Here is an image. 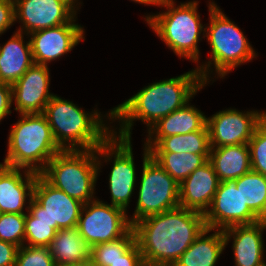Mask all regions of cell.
<instances>
[{
  "mask_svg": "<svg viewBox=\"0 0 266 266\" xmlns=\"http://www.w3.org/2000/svg\"><path fill=\"white\" fill-rule=\"evenodd\" d=\"M189 105L187 103L159 119L148 129V136L153 137L156 134L154 137H169L202 130L207 125V118L200 110Z\"/></svg>",
  "mask_w": 266,
  "mask_h": 266,
  "instance_id": "obj_23",
  "label": "cell"
},
{
  "mask_svg": "<svg viewBox=\"0 0 266 266\" xmlns=\"http://www.w3.org/2000/svg\"><path fill=\"white\" fill-rule=\"evenodd\" d=\"M206 228L223 230L234 225H250L261 219L244 203L236 180L220 182L210 204L204 213Z\"/></svg>",
  "mask_w": 266,
  "mask_h": 266,
  "instance_id": "obj_12",
  "label": "cell"
},
{
  "mask_svg": "<svg viewBox=\"0 0 266 266\" xmlns=\"http://www.w3.org/2000/svg\"><path fill=\"white\" fill-rule=\"evenodd\" d=\"M174 4L173 0H163L161 7L166 6L168 11L146 16L145 21L176 55L197 62L199 60L197 43L201 40V32H205L197 13L198 3L197 1L181 3L177 7Z\"/></svg>",
  "mask_w": 266,
  "mask_h": 266,
  "instance_id": "obj_7",
  "label": "cell"
},
{
  "mask_svg": "<svg viewBox=\"0 0 266 266\" xmlns=\"http://www.w3.org/2000/svg\"><path fill=\"white\" fill-rule=\"evenodd\" d=\"M12 102V85L0 83V122L11 113Z\"/></svg>",
  "mask_w": 266,
  "mask_h": 266,
  "instance_id": "obj_36",
  "label": "cell"
},
{
  "mask_svg": "<svg viewBox=\"0 0 266 266\" xmlns=\"http://www.w3.org/2000/svg\"><path fill=\"white\" fill-rule=\"evenodd\" d=\"M266 112H239L236 109L219 111L207 118L211 148L248 144Z\"/></svg>",
  "mask_w": 266,
  "mask_h": 266,
  "instance_id": "obj_13",
  "label": "cell"
},
{
  "mask_svg": "<svg viewBox=\"0 0 266 266\" xmlns=\"http://www.w3.org/2000/svg\"><path fill=\"white\" fill-rule=\"evenodd\" d=\"M204 85L196 69L141 89L109 113L111 119L122 123L118 137L131 139L130 130L136 119L150 128L159 119L185 106Z\"/></svg>",
  "mask_w": 266,
  "mask_h": 266,
  "instance_id": "obj_2",
  "label": "cell"
},
{
  "mask_svg": "<svg viewBox=\"0 0 266 266\" xmlns=\"http://www.w3.org/2000/svg\"><path fill=\"white\" fill-rule=\"evenodd\" d=\"M19 247L0 240V266H15Z\"/></svg>",
  "mask_w": 266,
  "mask_h": 266,
  "instance_id": "obj_35",
  "label": "cell"
},
{
  "mask_svg": "<svg viewBox=\"0 0 266 266\" xmlns=\"http://www.w3.org/2000/svg\"><path fill=\"white\" fill-rule=\"evenodd\" d=\"M15 21L21 20L27 35L69 23L76 13L60 0H14Z\"/></svg>",
  "mask_w": 266,
  "mask_h": 266,
  "instance_id": "obj_15",
  "label": "cell"
},
{
  "mask_svg": "<svg viewBox=\"0 0 266 266\" xmlns=\"http://www.w3.org/2000/svg\"><path fill=\"white\" fill-rule=\"evenodd\" d=\"M73 18L69 23L30 33L31 50L35 64L48 66L72 50L74 46L84 39V29L75 24ZM48 62V63H47Z\"/></svg>",
  "mask_w": 266,
  "mask_h": 266,
  "instance_id": "obj_14",
  "label": "cell"
},
{
  "mask_svg": "<svg viewBox=\"0 0 266 266\" xmlns=\"http://www.w3.org/2000/svg\"><path fill=\"white\" fill-rule=\"evenodd\" d=\"M28 203V211L35 217V221L50 222L56 231L77 227L84 205L53 187L40 174L36 177L33 196Z\"/></svg>",
  "mask_w": 266,
  "mask_h": 266,
  "instance_id": "obj_9",
  "label": "cell"
},
{
  "mask_svg": "<svg viewBox=\"0 0 266 266\" xmlns=\"http://www.w3.org/2000/svg\"><path fill=\"white\" fill-rule=\"evenodd\" d=\"M98 159L96 150L61 151L40 175L56 189L85 204L94 200V187L101 168Z\"/></svg>",
  "mask_w": 266,
  "mask_h": 266,
  "instance_id": "obj_6",
  "label": "cell"
},
{
  "mask_svg": "<svg viewBox=\"0 0 266 266\" xmlns=\"http://www.w3.org/2000/svg\"><path fill=\"white\" fill-rule=\"evenodd\" d=\"M154 139V140H153ZM144 146L149 152H173L210 155V139L207 125L200 131L169 137H149Z\"/></svg>",
  "mask_w": 266,
  "mask_h": 266,
  "instance_id": "obj_24",
  "label": "cell"
},
{
  "mask_svg": "<svg viewBox=\"0 0 266 266\" xmlns=\"http://www.w3.org/2000/svg\"><path fill=\"white\" fill-rule=\"evenodd\" d=\"M211 231L205 228L173 266H215L226 245L222 230L206 236Z\"/></svg>",
  "mask_w": 266,
  "mask_h": 266,
  "instance_id": "obj_25",
  "label": "cell"
},
{
  "mask_svg": "<svg viewBox=\"0 0 266 266\" xmlns=\"http://www.w3.org/2000/svg\"><path fill=\"white\" fill-rule=\"evenodd\" d=\"M24 174L23 177L20 168L0 163V213L26 214L23 212V207L27 196L29 198L33 196L38 173L25 169Z\"/></svg>",
  "mask_w": 266,
  "mask_h": 266,
  "instance_id": "obj_19",
  "label": "cell"
},
{
  "mask_svg": "<svg viewBox=\"0 0 266 266\" xmlns=\"http://www.w3.org/2000/svg\"><path fill=\"white\" fill-rule=\"evenodd\" d=\"M15 266H56L48 246L23 245L18 249Z\"/></svg>",
  "mask_w": 266,
  "mask_h": 266,
  "instance_id": "obj_32",
  "label": "cell"
},
{
  "mask_svg": "<svg viewBox=\"0 0 266 266\" xmlns=\"http://www.w3.org/2000/svg\"><path fill=\"white\" fill-rule=\"evenodd\" d=\"M210 23L205 27L208 42L211 46L212 57L208 64L196 68L205 84L208 70L215 65L216 73L223 78L238 65L250 61L257 56L244 36L243 32L217 7L214 2L209 4ZM213 61V63H211Z\"/></svg>",
  "mask_w": 266,
  "mask_h": 266,
  "instance_id": "obj_5",
  "label": "cell"
},
{
  "mask_svg": "<svg viewBox=\"0 0 266 266\" xmlns=\"http://www.w3.org/2000/svg\"><path fill=\"white\" fill-rule=\"evenodd\" d=\"M25 214L0 213V240L19 248L24 245Z\"/></svg>",
  "mask_w": 266,
  "mask_h": 266,
  "instance_id": "obj_30",
  "label": "cell"
},
{
  "mask_svg": "<svg viewBox=\"0 0 266 266\" xmlns=\"http://www.w3.org/2000/svg\"><path fill=\"white\" fill-rule=\"evenodd\" d=\"M25 214V237L29 242L28 246H49L56 236V230L52 228V223L45 221H35V217L28 211Z\"/></svg>",
  "mask_w": 266,
  "mask_h": 266,
  "instance_id": "obj_29",
  "label": "cell"
},
{
  "mask_svg": "<svg viewBox=\"0 0 266 266\" xmlns=\"http://www.w3.org/2000/svg\"><path fill=\"white\" fill-rule=\"evenodd\" d=\"M132 227L125 210L98 200L83 205L77 224L82 239L91 247L121 238Z\"/></svg>",
  "mask_w": 266,
  "mask_h": 266,
  "instance_id": "obj_10",
  "label": "cell"
},
{
  "mask_svg": "<svg viewBox=\"0 0 266 266\" xmlns=\"http://www.w3.org/2000/svg\"><path fill=\"white\" fill-rule=\"evenodd\" d=\"M49 68L41 64H33L12 85V98L20 114L44 113L45 107L54 96L49 92ZM15 98V99H14Z\"/></svg>",
  "mask_w": 266,
  "mask_h": 266,
  "instance_id": "obj_16",
  "label": "cell"
},
{
  "mask_svg": "<svg viewBox=\"0 0 266 266\" xmlns=\"http://www.w3.org/2000/svg\"><path fill=\"white\" fill-rule=\"evenodd\" d=\"M89 264H82V265H72V266H88Z\"/></svg>",
  "mask_w": 266,
  "mask_h": 266,
  "instance_id": "obj_39",
  "label": "cell"
},
{
  "mask_svg": "<svg viewBox=\"0 0 266 266\" xmlns=\"http://www.w3.org/2000/svg\"><path fill=\"white\" fill-rule=\"evenodd\" d=\"M92 113L89 115L74 103L54 95L43 114L58 147L70 151L96 150L113 134L103 124L102 116L97 111Z\"/></svg>",
  "mask_w": 266,
  "mask_h": 266,
  "instance_id": "obj_3",
  "label": "cell"
},
{
  "mask_svg": "<svg viewBox=\"0 0 266 266\" xmlns=\"http://www.w3.org/2000/svg\"><path fill=\"white\" fill-rule=\"evenodd\" d=\"M48 247L56 266L90 264L92 247L77 227L59 229Z\"/></svg>",
  "mask_w": 266,
  "mask_h": 266,
  "instance_id": "obj_21",
  "label": "cell"
},
{
  "mask_svg": "<svg viewBox=\"0 0 266 266\" xmlns=\"http://www.w3.org/2000/svg\"><path fill=\"white\" fill-rule=\"evenodd\" d=\"M112 132L113 134L96 149V154L104 155L108 161L114 156V165L109 175L111 205L126 211L136 182L131 139H118L116 132Z\"/></svg>",
  "mask_w": 266,
  "mask_h": 266,
  "instance_id": "obj_11",
  "label": "cell"
},
{
  "mask_svg": "<svg viewBox=\"0 0 266 266\" xmlns=\"http://www.w3.org/2000/svg\"><path fill=\"white\" fill-rule=\"evenodd\" d=\"M62 2H64L66 5H68L75 13L77 12L75 9L77 4L75 5L77 0H60ZM75 6V7H74Z\"/></svg>",
  "mask_w": 266,
  "mask_h": 266,
  "instance_id": "obj_38",
  "label": "cell"
},
{
  "mask_svg": "<svg viewBox=\"0 0 266 266\" xmlns=\"http://www.w3.org/2000/svg\"><path fill=\"white\" fill-rule=\"evenodd\" d=\"M251 158V170L266 177V117L256 127L248 142Z\"/></svg>",
  "mask_w": 266,
  "mask_h": 266,
  "instance_id": "obj_31",
  "label": "cell"
},
{
  "mask_svg": "<svg viewBox=\"0 0 266 266\" xmlns=\"http://www.w3.org/2000/svg\"><path fill=\"white\" fill-rule=\"evenodd\" d=\"M15 22L14 0H0V35Z\"/></svg>",
  "mask_w": 266,
  "mask_h": 266,
  "instance_id": "obj_33",
  "label": "cell"
},
{
  "mask_svg": "<svg viewBox=\"0 0 266 266\" xmlns=\"http://www.w3.org/2000/svg\"><path fill=\"white\" fill-rule=\"evenodd\" d=\"M110 266H145L137 242L122 256Z\"/></svg>",
  "mask_w": 266,
  "mask_h": 266,
  "instance_id": "obj_34",
  "label": "cell"
},
{
  "mask_svg": "<svg viewBox=\"0 0 266 266\" xmlns=\"http://www.w3.org/2000/svg\"><path fill=\"white\" fill-rule=\"evenodd\" d=\"M150 156L180 184L208 161L209 155L193 153L150 152Z\"/></svg>",
  "mask_w": 266,
  "mask_h": 266,
  "instance_id": "obj_26",
  "label": "cell"
},
{
  "mask_svg": "<svg viewBox=\"0 0 266 266\" xmlns=\"http://www.w3.org/2000/svg\"><path fill=\"white\" fill-rule=\"evenodd\" d=\"M143 155L137 206L129 219L132 226L148 216L180 207L179 184L150 156L146 147Z\"/></svg>",
  "mask_w": 266,
  "mask_h": 266,
  "instance_id": "obj_8",
  "label": "cell"
},
{
  "mask_svg": "<svg viewBox=\"0 0 266 266\" xmlns=\"http://www.w3.org/2000/svg\"><path fill=\"white\" fill-rule=\"evenodd\" d=\"M266 220L250 225H234L223 229L225 245L233 237V251L236 266H266L263 260L264 242L262 231Z\"/></svg>",
  "mask_w": 266,
  "mask_h": 266,
  "instance_id": "obj_18",
  "label": "cell"
},
{
  "mask_svg": "<svg viewBox=\"0 0 266 266\" xmlns=\"http://www.w3.org/2000/svg\"><path fill=\"white\" fill-rule=\"evenodd\" d=\"M134 2L137 3H142V4H146V5H150V4H155V5H162L163 0H132Z\"/></svg>",
  "mask_w": 266,
  "mask_h": 266,
  "instance_id": "obj_37",
  "label": "cell"
},
{
  "mask_svg": "<svg viewBox=\"0 0 266 266\" xmlns=\"http://www.w3.org/2000/svg\"><path fill=\"white\" fill-rule=\"evenodd\" d=\"M208 161L221 182L236 180L251 170L248 144L211 148Z\"/></svg>",
  "mask_w": 266,
  "mask_h": 266,
  "instance_id": "obj_22",
  "label": "cell"
},
{
  "mask_svg": "<svg viewBox=\"0 0 266 266\" xmlns=\"http://www.w3.org/2000/svg\"><path fill=\"white\" fill-rule=\"evenodd\" d=\"M136 243L133 227L121 238L96 244L91 250L90 264L92 266H110Z\"/></svg>",
  "mask_w": 266,
  "mask_h": 266,
  "instance_id": "obj_28",
  "label": "cell"
},
{
  "mask_svg": "<svg viewBox=\"0 0 266 266\" xmlns=\"http://www.w3.org/2000/svg\"><path fill=\"white\" fill-rule=\"evenodd\" d=\"M205 228L203 213L182 207L133 225L145 266H173Z\"/></svg>",
  "mask_w": 266,
  "mask_h": 266,
  "instance_id": "obj_1",
  "label": "cell"
},
{
  "mask_svg": "<svg viewBox=\"0 0 266 266\" xmlns=\"http://www.w3.org/2000/svg\"><path fill=\"white\" fill-rule=\"evenodd\" d=\"M22 30L0 46V83L13 85L34 64L30 39L23 43Z\"/></svg>",
  "mask_w": 266,
  "mask_h": 266,
  "instance_id": "obj_20",
  "label": "cell"
},
{
  "mask_svg": "<svg viewBox=\"0 0 266 266\" xmlns=\"http://www.w3.org/2000/svg\"><path fill=\"white\" fill-rule=\"evenodd\" d=\"M20 115L21 119L10 131L3 165L40 174L62 150L56 144L43 113Z\"/></svg>",
  "mask_w": 266,
  "mask_h": 266,
  "instance_id": "obj_4",
  "label": "cell"
},
{
  "mask_svg": "<svg viewBox=\"0 0 266 266\" xmlns=\"http://www.w3.org/2000/svg\"><path fill=\"white\" fill-rule=\"evenodd\" d=\"M220 182L213 166L207 161L179 184L180 207L204 214Z\"/></svg>",
  "mask_w": 266,
  "mask_h": 266,
  "instance_id": "obj_17",
  "label": "cell"
},
{
  "mask_svg": "<svg viewBox=\"0 0 266 266\" xmlns=\"http://www.w3.org/2000/svg\"><path fill=\"white\" fill-rule=\"evenodd\" d=\"M243 201L261 219L266 220V177L250 170L238 179Z\"/></svg>",
  "mask_w": 266,
  "mask_h": 266,
  "instance_id": "obj_27",
  "label": "cell"
}]
</instances>
